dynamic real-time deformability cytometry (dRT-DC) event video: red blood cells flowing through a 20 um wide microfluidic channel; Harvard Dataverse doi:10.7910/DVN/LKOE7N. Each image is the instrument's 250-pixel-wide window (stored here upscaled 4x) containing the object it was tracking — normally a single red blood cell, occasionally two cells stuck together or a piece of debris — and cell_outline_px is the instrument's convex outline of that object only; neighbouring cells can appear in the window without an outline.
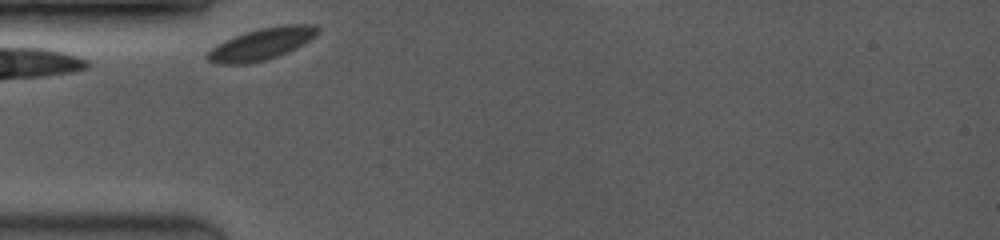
{"species": "common noctule bat (a hibernating species)", "species_latin": "Nyctalus noctula", "temperature_condition": "room temperature", "stored_images_in_passage": 29, "camera_frame_rate_fps": 3500, "um_per_image_px": 0.085, "animal": {"sex": "female", "body_mass_g": 19.0, "forearm_length_mm": 53.3}, "frame": {"image": 1, "passage_image": 1, "time_ms": 0.0, "image_size_px": [1000, 240], "cell_outline_px": [[320, 32], [316, 36], [296, 48], [280, 56], [248, 64], [216, 64], [208, 60], [204, 56], [212, 48], [236, 36], [260, 28], [284, 24], [316, 24], [320, 28]], "centroid_in_image_um": [22.3, 3.74], "position_along_channel_um": 62.7, "area_um2": 20.35}}
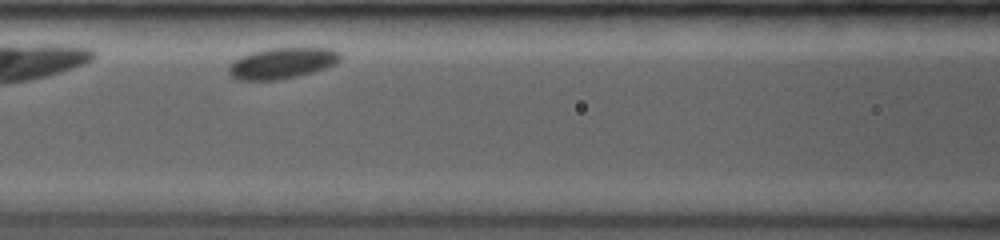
{"frame": {"image": 2, "passage_image": 9, "time_ms": 2.286, "image_size_px": [1000, 240], "cell_outline_px": [[340, 60], [336, 64], [300, 76], [280, 80], [236, 80], [228, 72], [228, 64], [232, 60], [240, 56], [252, 52], [268, 48], [332, 48], [340, 52]], "centroid_in_image_um": [23.95, 5.37], "position_along_channel_um": 142.7, "area_um2": 20.4}}
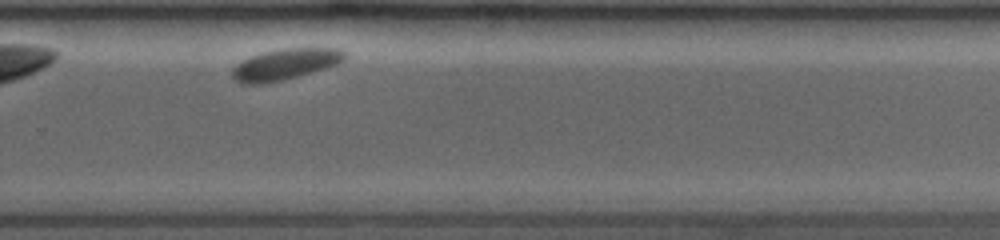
{"frame": {"image": 3, "passage_image": 25, "time_ms": 6.857, "image_size_px": [1000, 240], "cell_outline_px": [[344, 60], [336, 64], [300, 76], [260, 84], [240, 84], [232, 76], [232, 68], [236, 64], [252, 56], [264, 52], [284, 48], [340, 48], [344, 52]], "centroid_in_image_um": [24.21, 5.47], "position_along_channel_um": 305.6, "area_um2": 20.06}}